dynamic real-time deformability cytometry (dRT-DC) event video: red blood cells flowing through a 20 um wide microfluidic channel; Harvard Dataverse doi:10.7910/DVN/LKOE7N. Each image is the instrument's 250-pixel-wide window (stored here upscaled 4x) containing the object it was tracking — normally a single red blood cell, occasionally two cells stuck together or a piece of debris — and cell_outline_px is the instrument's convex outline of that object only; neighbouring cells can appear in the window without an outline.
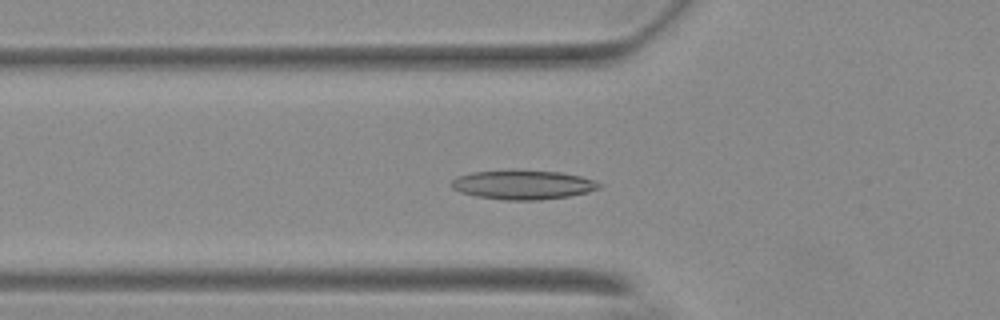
{"species": "Egyptian fruit bat (a non-hibernating species)", "species_latin": "Rousettus aegyptiacus", "temperature_condition": "warm", "stored_images_in_passage": 45, "camera_frame_rate_fps": 3000, "um_per_image_px": 0.085, "animal": {"sex": "female"}, "frame": {"image": 1, "passage_image": 17, "time_ms": 5.333, "image_size_px": [1000, 320], "cell_outline_px": [[600, 188], [588, 192], [568, 196], [540, 200], [504, 200], [476, 196], [460, 192], [452, 188], [452, 180], [456, 176], [472, 172], [512, 168], [516, 168], [560, 172], [580, 176], [592, 180], [600, 184]], "centroid_in_image_um": [44.4, 15.67], "position_along_channel_um": 81.4, "area_um2": 25.66}}
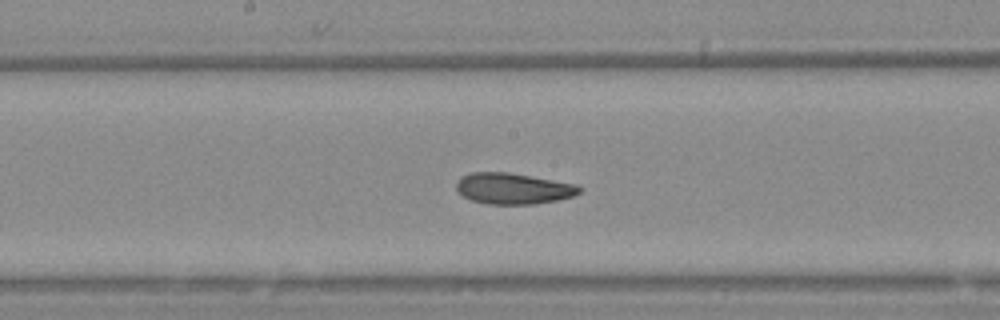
{"frame": {"image": 2, "passage_image": 27, "time_ms": 8.667, "image_size_px": [1000, 320], "cell_outline_px": [[580, 192], [572, 196], [556, 200], [536, 204], [488, 204], [472, 200], [464, 196], [456, 188], [456, 180], [460, 176], [468, 172], [508, 172], [576, 184], [580, 188]], "centroid_in_image_um": [43.57, 16.01], "position_along_channel_um": 204.6, "area_um2": 22.2}}
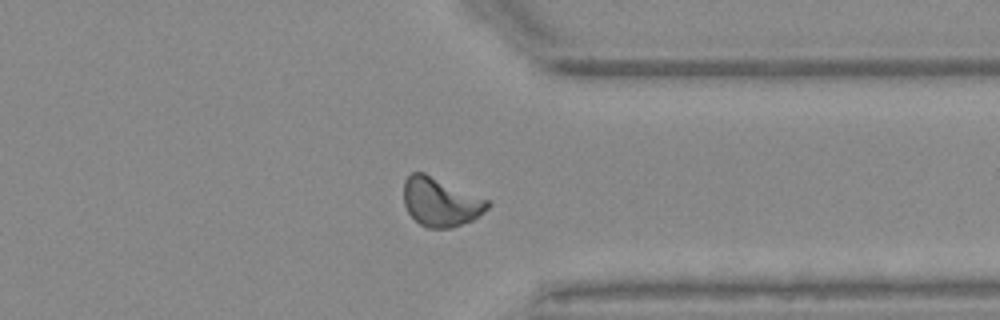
{"frame": {"image": 3, "passage_image": 41, "time_ms": 13.333, "image_size_px": [1000, 320], "cell_outline_px": [[492, 204], [484, 212], [472, 220], [452, 228], [428, 228], [420, 224], [408, 212], [404, 204], [404, 180], [412, 172], [424, 172], [488, 200]], "centroid_in_image_um": [37.44, 17.17], "position_along_channel_um": 374.0, "area_um2": 23.7}, "authors_computed_cell_mechanics": {"area_um2": 22.7732, "velocity_mm_per_s": 3.6771, "shape_relaxation_time_tau1_ms": 5.8829, "shape_relaxation_time_tau2_ms": 2.5476, "deformation_change_tau1": 0.1497, "deformation_change_tau2": 0.0896}}